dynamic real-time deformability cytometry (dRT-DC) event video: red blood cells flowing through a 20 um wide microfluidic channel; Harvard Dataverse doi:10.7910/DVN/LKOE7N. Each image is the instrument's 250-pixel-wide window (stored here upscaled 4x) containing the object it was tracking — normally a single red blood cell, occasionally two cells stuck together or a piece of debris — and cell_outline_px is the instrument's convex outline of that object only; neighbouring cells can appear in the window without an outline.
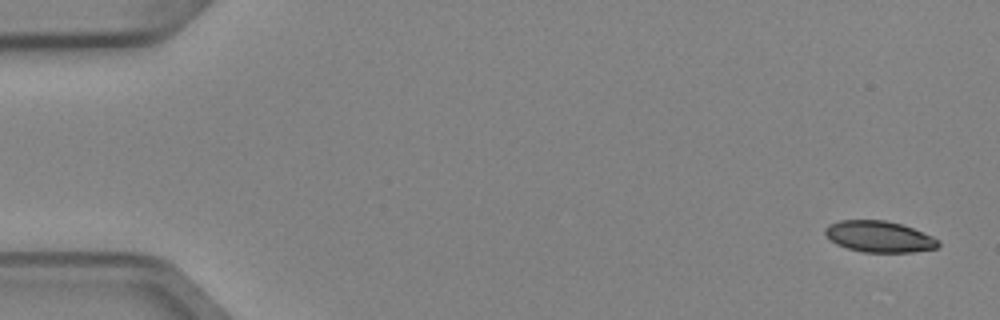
{"species": "Egyptian fruit bat (a non-hibernating species)", "species_latin": "Rousettus aegyptiacus", "temperature_condition": "cold", "stored_images_in_passage": 4, "camera_frame_rate_fps": 3000, "um_per_image_px": 0.085, "animal": {"sex": "female"}, "frame": {"image": 1, "passage_image": 1, "time_ms": 0.0, "image_size_px": [1000, 320], "cell_outline_px": [[940, 244], [936, 248], [912, 252], [864, 252], [848, 248], [836, 244], [824, 232], [824, 228], [828, 224], [840, 220], [884, 220], [900, 224], [912, 228], [932, 236], [940, 240]], "centroid_in_image_um": [74.73, 20.11], "position_along_channel_um": 10.3, "area_um2": 20.46}}
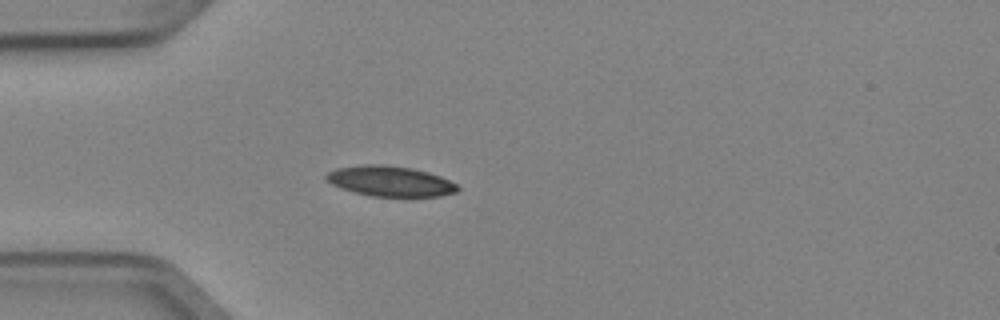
{"frame": {"image": 2, "passage_image": 4, "time_ms": 1.0, "image_size_px": [1000, 320], "cell_outline_px": [[460, 188], [456, 192], [440, 196], [372, 196], [340, 188], [324, 180], [324, 176], [328, 172], [336, 168], [364, 164], [384, 164], [412, 168], [428, 172], [440, 176], [456, 184]], "centroid_in_image_um": [33.13, 15.39], "position_along_channel_um": 51.9, "area_um2": 23.24}}